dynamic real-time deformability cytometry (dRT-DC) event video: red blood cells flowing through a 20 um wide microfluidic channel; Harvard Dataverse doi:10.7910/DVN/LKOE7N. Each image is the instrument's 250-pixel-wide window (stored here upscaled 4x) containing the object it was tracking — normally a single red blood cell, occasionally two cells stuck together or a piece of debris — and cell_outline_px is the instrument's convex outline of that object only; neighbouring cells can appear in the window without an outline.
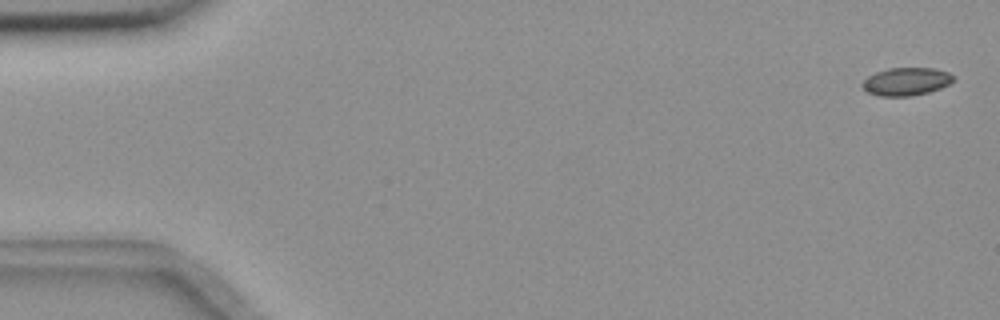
{"species": "common noctule bat (a hibernating species)", "species_latin": "Nyctalus noctula", "temperature_condition": "room temperature", "stored_images_in_passage": 4, "camera_frame_rate_fps": 3000, "um_per_image_px": 0.085, "animal": {"sex": "female", "body_mass_g": 18.4}, "frame": {"image": 1, "passage_image": 1, "time_ms": 0.0, "image_size_px": [1000, 320], "cell_outline_px": [[956, 76], [948, 84], [940, 88], [928, 92], [912, 96], [880, 96], [868, 92], [860, 84], [868, 76], [876, 72], [888, 68], [936, 68], [948, 72]], "centroid_in_image_um": [77.03, 6.92], "position_along_channel_um": 8.0, "area_um2": 14.8}}